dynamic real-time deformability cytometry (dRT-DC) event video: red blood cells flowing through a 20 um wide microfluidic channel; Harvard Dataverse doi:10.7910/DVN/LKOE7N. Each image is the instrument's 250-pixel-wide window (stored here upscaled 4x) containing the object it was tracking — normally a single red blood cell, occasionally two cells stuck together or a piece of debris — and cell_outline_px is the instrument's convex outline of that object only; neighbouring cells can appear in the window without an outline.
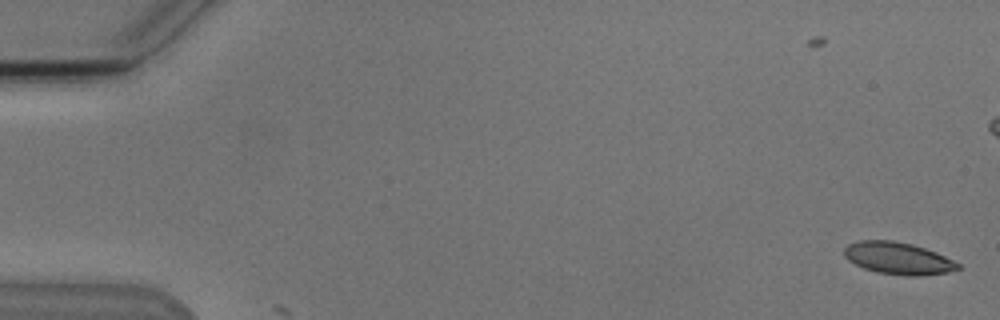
{"species": "Egyptian fruit bat (a non-hibernating species)", "species_latin": "Rousettus aegyptiacus", "temperature_condition": "cold", "stored_images_in_passage": 2, "camera_frame_rate_fps": 3000, "um_per_image_px": 0.085, "animal": {"sex": "male"}, "frame": {"image": 1, "passage_image": 2, "time_ms": 1.0, "image_size_px": [1000, 320], "cell_outline_px": [[960, 268], [948, 272], [920, 276], [908, 276], [876, 272], [864, 268], [848, 260], [844, 256], [844, 248], [848, 244], [856, 240], [892, 240], [912, 244], [936, 252], [960, 264]], "centroid_in_image_um": [76.31, 21.95], "position_along_channel_um": 8.7, "area_um2": 21.27}}